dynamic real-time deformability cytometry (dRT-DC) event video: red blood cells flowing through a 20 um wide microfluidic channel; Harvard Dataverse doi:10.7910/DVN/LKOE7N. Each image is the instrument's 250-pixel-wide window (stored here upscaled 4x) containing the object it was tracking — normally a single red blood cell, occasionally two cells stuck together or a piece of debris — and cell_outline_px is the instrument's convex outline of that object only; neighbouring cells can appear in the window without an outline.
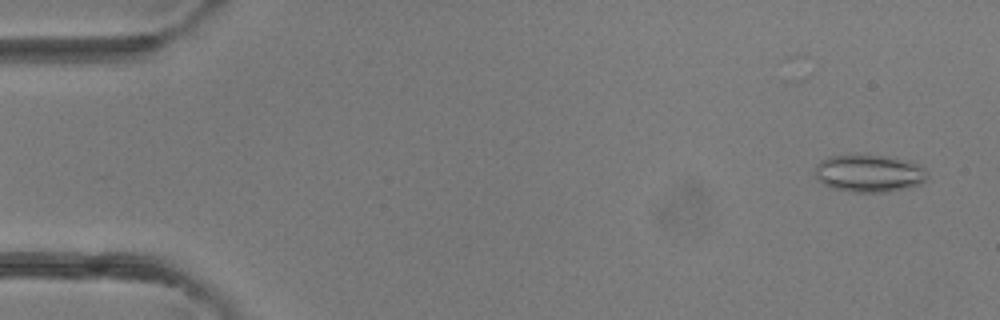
{"species": "common noctule bat (a hibernating species)", "species_latin": "Nyctalus noctula", "temperature_condition": "room temperature", "stored_images_in_passage": 6, "camera_frame_rate_fps": 3000, "um_per_image_px": 0.085, "animal": {"sex": "female"}, "frame": {"image": 1, "passage_image": 2, "time_ms": 1.333, "image_size_px": [1000, 320], "cell_outline_px": [[928, 176], [920, 184], [888, 192], [852, 192], [832, 188], [824, 184], [816, 176], [816, 164], [820, 160], [828, 156], [848, 152], [888, 156], [908, 160], [920, 164], [924, 168]], "centroid_in_image_um": [73.85, 14.68], "position_along_channel_um": 11.1, "area_um2": 25.2}}